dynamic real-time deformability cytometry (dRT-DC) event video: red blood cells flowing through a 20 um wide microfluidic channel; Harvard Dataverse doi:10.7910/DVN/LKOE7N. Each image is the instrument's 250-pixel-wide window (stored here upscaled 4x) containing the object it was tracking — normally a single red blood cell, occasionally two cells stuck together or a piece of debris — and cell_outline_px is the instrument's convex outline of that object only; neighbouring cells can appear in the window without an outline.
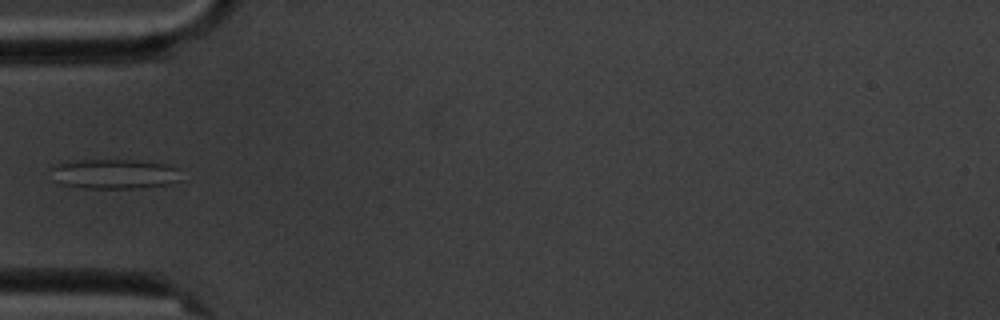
{"species": "common noctule bat (a hibernating species)", "species_latin": "Nyctalus noctula", "temperature_condition": "cold", "stored_images_in_passage": 7, "camera_frame_rate_fps": 3000, "um_per_image_px": 0.085, "animal": {"sex": "male", "body_mass_g": 20.1, "forearm_length_mm": 53.5}, "frame": {"image": 1, "passage_image": 1, "time_ms": 0.0, "image_size_px": [1000, 320], "cell_outline_px": [[180, 180], [168, 184], [140, 188], [84, 188], [60, 184], [52, 180], [52, 164], [64, 160], [136, 160], [164, 164], [180, 168]], "centroid_in_image_um": [9.66, 14.77], "position_along_channel_um": 75.3, "area_um2": 23.0}}
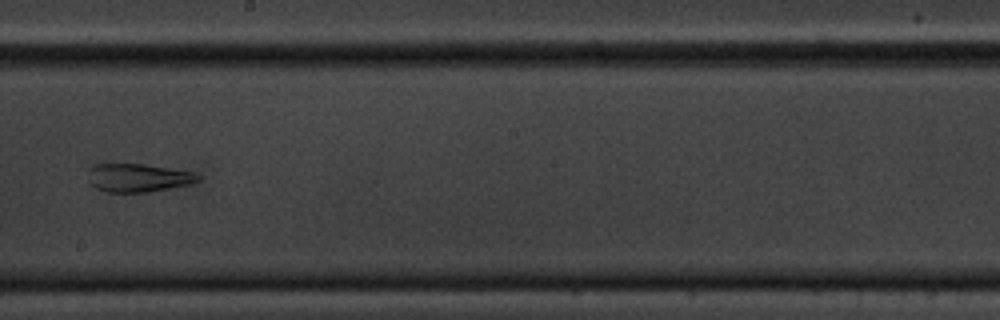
{"frame": {"image": 2, "passage_image": 5, "time_ms": 4.667, "image_size_px": [1000, 320], "cell_outline_px": [[200, 180], [192, 184], [172, 188], [148, 192], [108, 192], [96, 188], [88, 184], [88, 168], [92, 164], [144, 164], [192, 172], [200, 176]], "centroid_in_image_um": [11.7, 15.11], "position_along_channel_um": 236.5, "area_um2": 18.32}}
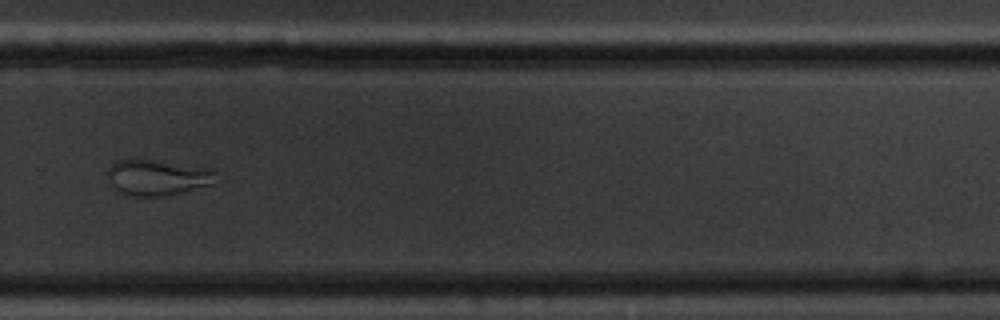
{"frame": {"image": 3, "passage_image": 7, "time_ms": 7.0, "image_size_px": [1000, 320], "cell_outline_px": [[216, 184], [164, 196], [132, 196], [120, 192], [116, 188], [108, 176], [108, 168], [116, 160], [136, 156], [212, 168], [216, 172]], "centroid_in_image_um": [13.42, 15.03], "position_along_channel_um": 316.4, "area_um2": 23.35}}